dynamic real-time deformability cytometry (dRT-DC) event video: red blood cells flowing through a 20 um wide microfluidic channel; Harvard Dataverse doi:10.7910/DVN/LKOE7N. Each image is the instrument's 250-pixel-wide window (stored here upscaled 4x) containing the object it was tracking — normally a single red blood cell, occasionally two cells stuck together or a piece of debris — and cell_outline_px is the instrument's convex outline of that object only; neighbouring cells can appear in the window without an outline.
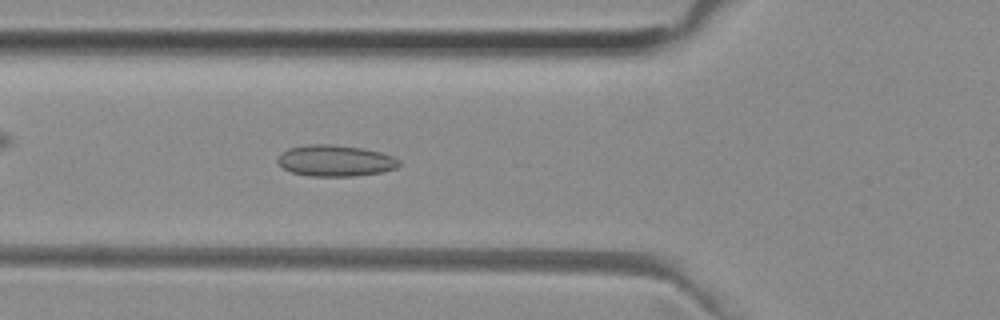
{"species": "common noctule bat (a hibernating species)", "species_latin": "Nyctalus noctula", "temperature_condition": "room temperature", "stored_images_in_passage": 41, "camera_frame_rate_fps": 3000, "um_per_image_px": 0.085, "animal": {"sex": "female", "body_mass_g": 29.2, "forearm_length_mm": 56.3}, "frame": {"image": 1, "passage_image": 7, "time_ms": 2.0, "image_size_px": [1000, 320], "cell_outline_px": [[400, 164], [396, 168], [380, 172], [352, 176], [308, 176], [292, 172], [284, 168], [276, 160], [280, 152], [288, 148], [304, 144], [328, 144], [364, 148], [380, 152], [392, 156], [400, 160]], "centroid_in_image_um": [28.47, 13.65], "position_along_channel_um": 97.3, "area_um2": 22.2}}
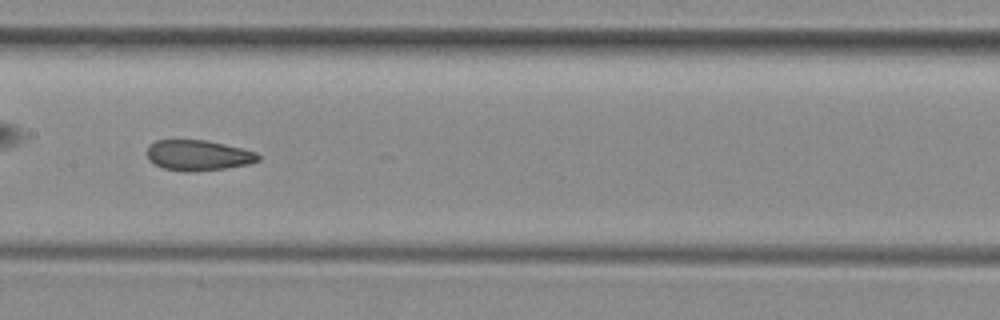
{"frame": {"image": 2, "passage_image": 14, "time_ms": 4.333, "image_size_px": [1000, 320], "cell_outline_px": [[260, 160], [248, 164], [224, 168], [192, 172], [184, 172], [164, 168], [148, 160], [148, 144], [156, 140], [208, 140], [256, 152], [260, 156]], "centroid_in_image_um": [16.83, 13.2], "position_along_channel_um": 190.6, "area_um2": 19.71}}
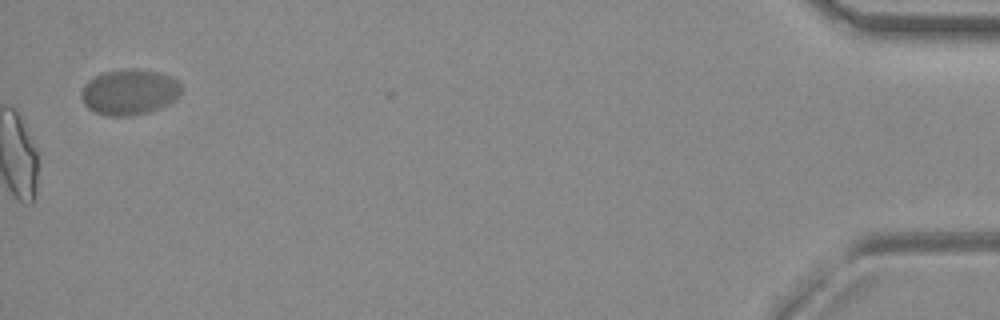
{"frame": {"image": 3, "passage_image": 41, "time_ms": 13.333, "image_size_px": [1000, 320], "cell_outline_px": [[180, 92], [168, 104], [148, 112], [132, 116], [108, 116], [96, 112], [88, 108], [84, 104], [80, 96], [80, 92], [84, 84], [88, 80], [104, 72], [128, 68], [136, 68], [156, 72], [168, 76], [176, 80], [180, 84]], "centroid_in_image_um": [10.94, 7.82], "position_along_channel_um": 424.3, "area_um2": 26.41}}